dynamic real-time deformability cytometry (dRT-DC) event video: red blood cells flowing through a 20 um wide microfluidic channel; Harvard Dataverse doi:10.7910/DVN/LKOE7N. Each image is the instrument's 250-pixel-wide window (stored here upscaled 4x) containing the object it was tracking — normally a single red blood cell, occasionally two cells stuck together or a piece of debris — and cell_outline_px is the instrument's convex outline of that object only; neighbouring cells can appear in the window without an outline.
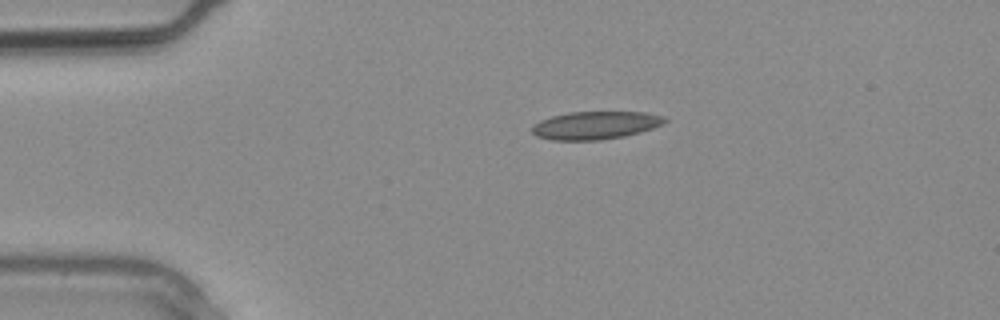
{"species": "common noctule bat (a hibernating species)", "species_latin": "Nyctalus noctula", "temperature_condition": "warm", "stored_images_in_passage": 3, "camera_frame_rate_fps": 3000, "um_per_image_px": 0.085, "animal": {"sex": "male", "body_mass_g": 20.4}, "frame": {"image": 1, "passage_image": 1, "time_ms": 0.0, "image_size_px": [1000, 320], "cell_outline_px": [[668, 120], [664, 124], [640, 132], [624, 136], [600, 140], [552, 140], [536, 136], [532, 132], [532, 124], [540, 120], [552, 116], [568, 112], [644, 112], [664, 116]], "centroid_in_image_um": [50.6, 10.65], "position_along_channel_um": 34.4, "area_um2": 21.68}}